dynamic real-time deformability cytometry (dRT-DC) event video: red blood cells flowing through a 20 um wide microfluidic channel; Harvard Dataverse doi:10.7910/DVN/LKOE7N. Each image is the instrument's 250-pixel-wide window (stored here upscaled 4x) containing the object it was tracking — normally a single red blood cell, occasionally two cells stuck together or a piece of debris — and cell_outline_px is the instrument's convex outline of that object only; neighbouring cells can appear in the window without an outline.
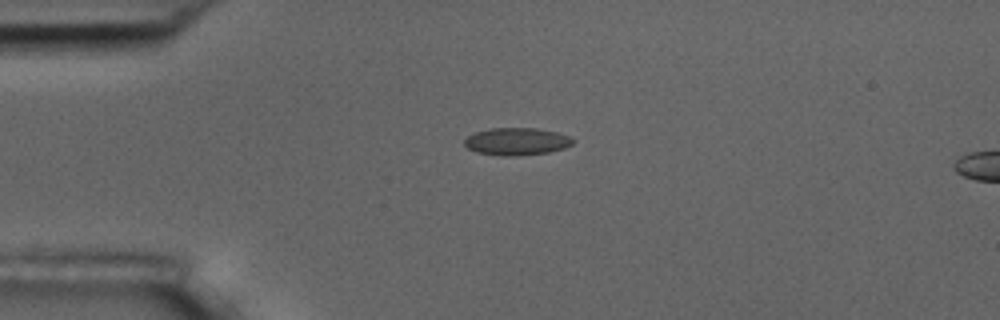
{"species": "common noctule bat (a hibernating species)", "species_latin": "Nyctalus noctula", "temperature_condition": "room temperature", "stored_images_in_passage": 4, "camera_frame_rate_fps": 3000, "um_per_image_px": 0.085, "animal": {"sex": "male", "body_mass_g": 17.5, "forearm_length_mm": 52.3}, "frame": {"image": 1, "passage_image": 3, "time_ms": 2.0, "image_size_px": [1000, 320], "cell_outline_px": [[576, 140], [572, 144], [564, 148], [548, 152], [516, 156], [500, 156], [476, 152], [468, 148], [464, 144], [464, 140], [468, 136], [476, 132], [488, 128], [536, 128], [556, 132], [568, 136]], "centroid_in_image_um": [43.91, 12.03], "position_along_channel_um": 41.1, "area_um2": 17.34}}